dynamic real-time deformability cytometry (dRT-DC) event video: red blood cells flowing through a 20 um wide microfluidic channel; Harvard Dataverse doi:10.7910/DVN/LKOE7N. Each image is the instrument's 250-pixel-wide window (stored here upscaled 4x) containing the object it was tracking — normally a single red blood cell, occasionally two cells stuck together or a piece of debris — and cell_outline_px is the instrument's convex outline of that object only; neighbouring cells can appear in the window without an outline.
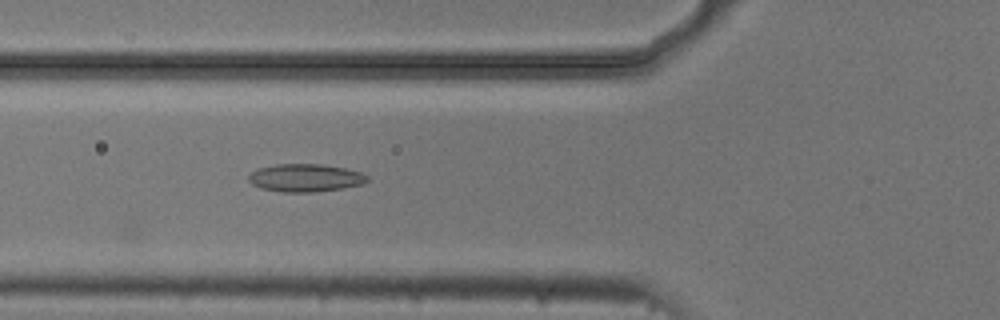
{"species": "common noctule bat (a hibernating species)", "species_latin": "Nyctalus noctula", "temperature_condition": "cold", "stored_images_in_passage": 43, "camera_frame_rate_fps": 3000, "um_per_image_px": 0.085, "animal": {"sex": "male", "body_mass_g": 20.5, "forearm_length_mm": 52.5}, "frame": {"image": 1, "passage_image": 9, "time_ms": 2.667, "image_size_px": [1000, 320], "cell_outline_px": [[368, 180], [360, 184], [344, 188], [316, 192], [280, 192], [260, 188], [252, 184], [248, 180], [248, 176], [256, 168], [276, 164], [320, 164], [344, 168], [360, 172], [368, 176]], "centroid_in_image_um": [25.91, 15.12], "position_along_channel_um": 99.9, "area_um2": 19.31}}
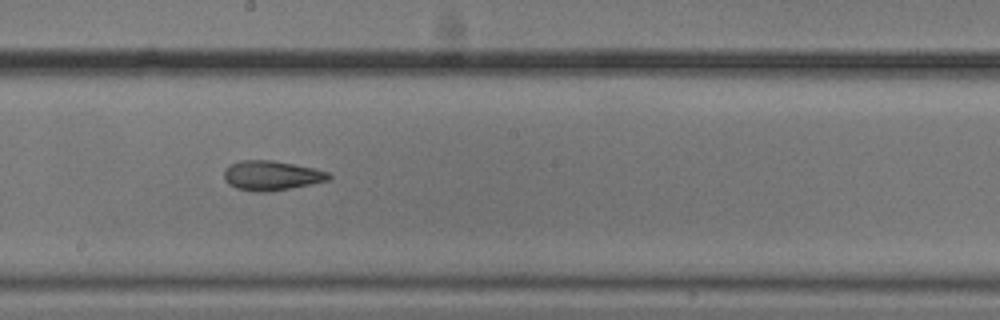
{"frame": {"image": 2, "passage_image": 19, "time_ms": 6.0, "image_size_px": [1000, 320], "cell_outline_px": [[332, 176], [328, 180], [268, 192], [256, 192], [236, 188], [228, 184], [224, 180], [224, 172], [232, 164], [240, 160], [272, 160], [316, 168], [328, 172]], "centroid_in_image_um": [23.07, 14.91], "position_along_channel_um": 225.1, "area_um2": 17.92}}
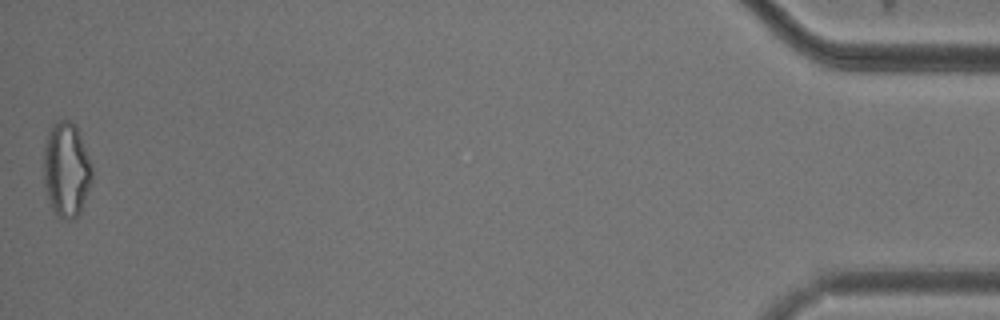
{"frame": {"image": 3, "passage_image": 43, "time_ms": 14.0, "image_size_px": [1000, 320], "cell_outline_px": [[92, 180], [80, 212], [72, 220], [60, 220], [56, 216], [52, 208], [44, 184], [44, 148], [48, 132], [52, 124], [60, 120], [68, 120], [76, 124], [92, 164]], "centroid_in_image_um": [5.65, 14.42], "position_along_channel_um": 429.6, "area_um2": 26.88}, "authors_computed_cell_mechanics": {"area_um2": 19.1318, "velocity_mm_per_s": 3.7384, "shape_relaxation_time_tau1_ms": null, "shape_relaxation_time_tau2_ms": 4.3512, "deformation_change_tau1": null, "deformation_change_tau2": 0.1224}}